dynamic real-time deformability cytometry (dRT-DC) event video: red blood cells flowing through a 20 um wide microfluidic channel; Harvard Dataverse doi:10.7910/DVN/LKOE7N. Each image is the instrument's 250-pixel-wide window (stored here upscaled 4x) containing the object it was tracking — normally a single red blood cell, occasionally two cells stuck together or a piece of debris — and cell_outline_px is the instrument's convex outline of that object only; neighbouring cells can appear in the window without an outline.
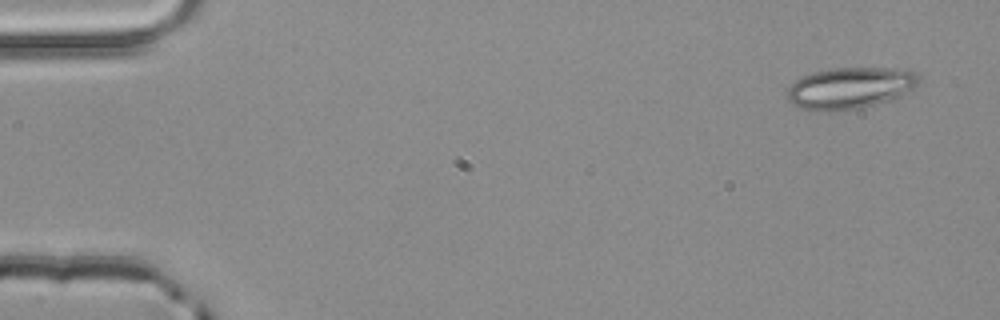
{"species": "common noctule bat (a hibernating species)", "species_latin": "Nyctalus noctula", "temperature_condition": "room temperature", "stored_images_in_passage": 4, "camera_frame_rate_fps": 3000, "um_per_image_px": 0.085, "animal": {"sex": "male", "body_mass_g": 20.4}, "frame": {"image": 1, "passage_image": 1, "time_ms": 0.0, "image_size_px": [1000, 320], "cell_outline_px": [[920, 84], [900, 96], [876, 104], [860, 108], [828, 112], [812, 112], [800, 108], [792, 104], [788, 100], [788, 88], [796, 80], [804, 76], [816, 72], [832, 68], [896, 68], [916, 72], [920, 76]], "centroid_in_image_um": [72.26, 7.5], "position_along_channel_um": 12.7, "area_um2": 32.02}}